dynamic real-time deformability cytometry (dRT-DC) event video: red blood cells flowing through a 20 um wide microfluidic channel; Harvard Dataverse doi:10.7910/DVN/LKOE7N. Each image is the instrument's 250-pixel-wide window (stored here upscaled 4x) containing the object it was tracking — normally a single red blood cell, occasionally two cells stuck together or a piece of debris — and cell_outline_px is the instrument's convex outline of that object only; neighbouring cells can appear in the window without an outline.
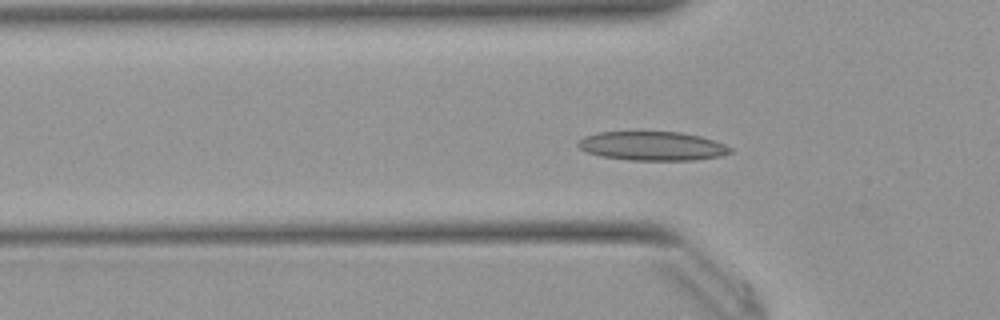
{"species": "Egyptian fruit bat (a non-hibernating species)", "species_latin": "Rousettus aegyptiacus", "temperature_condition": "warm", "stored_images_in_passage": 52, "camera_frame_rate_fps": 3000, "um_per_image_px": 0.085, "animal": {"sex": "female"}, "frame": {"image": 1, "passage_image": 16, "time_ms": 5.0, "image_size_px": [1000, 320], "cell_outline_px": [[732, 152], [720, 156], [692, 160], [628, 160], [600, 156], [588, 152], [580, 148], [576, 144], [584, 136], [600, 132], [680, 132], [700, 136], [724, 144], [732, 148]], "centroid_in_image_um": [55.44, 12.41], "position_along_channel_um": 70.4, "area_um2": 25.55}}
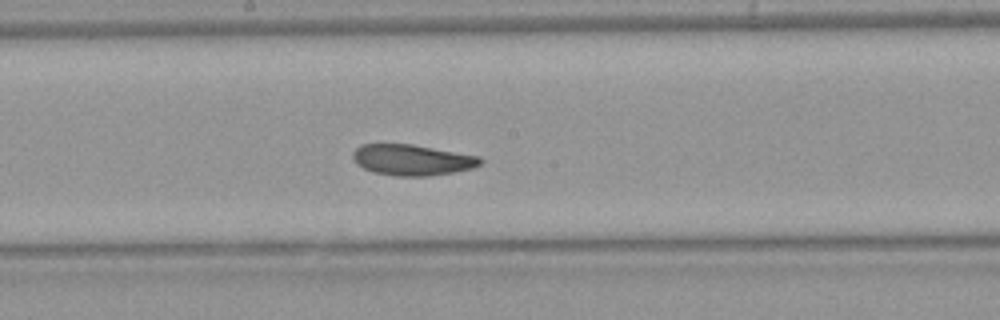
{"frame": {"image": 2, "passage_image": 27, "time_ms": 8.667, "image_size_px": [1000, 320], "cell_outline_px": [[484, 160], [480, 164], [472, 168], [452, 172], [428, 176], [396, 176], [372, 172], [356, 164], [352, 156], [352, 152], [360, 144], [412, 144], [480, 156]], "centroid_in_image_um": [35.01, 13.59], "position_along_channel_um": 213.2, "area_um2": 23.0}}
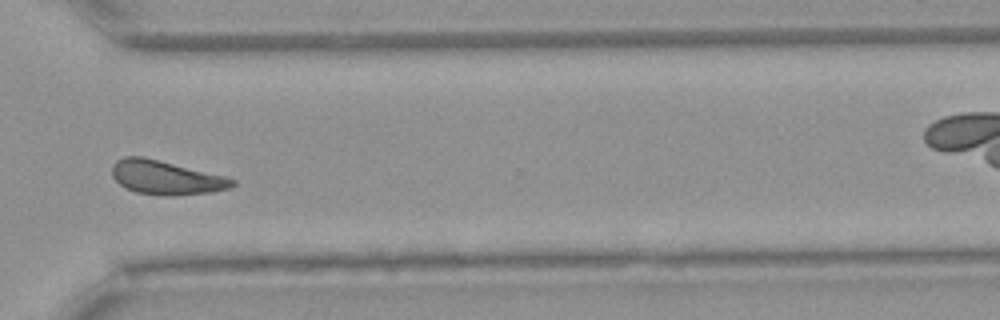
{"frame": {"image": 3, "passage_image": 38, "time_ms": 12.333, "image_size_px": [1000, 320], "cell_outline_px": [[236, 184], [232, 188], [208, 192], [172, 196], [168, 196], [136, 192], [124, 188], [112, 176], [112, 164], [116, 160], [124, 156], [144, 156], [224, 176], [236, 180]], "centroid_in_image_um": [14.08, 15.08], "position_along_channel_um": 356.5, "area_um2": 23.81}, "authors_computed_cell_mechanics": {"area_um2": 23.5824, "velocity_mm_per_s": 3.9013, "shape_relaxation_time_tau1_ms": 6.0951, "shape_relaxation_time_tau2_ms": 2.4827, "deformation_change_tau1": 0.1374, "deformation_change_tau2": 0.1002}}